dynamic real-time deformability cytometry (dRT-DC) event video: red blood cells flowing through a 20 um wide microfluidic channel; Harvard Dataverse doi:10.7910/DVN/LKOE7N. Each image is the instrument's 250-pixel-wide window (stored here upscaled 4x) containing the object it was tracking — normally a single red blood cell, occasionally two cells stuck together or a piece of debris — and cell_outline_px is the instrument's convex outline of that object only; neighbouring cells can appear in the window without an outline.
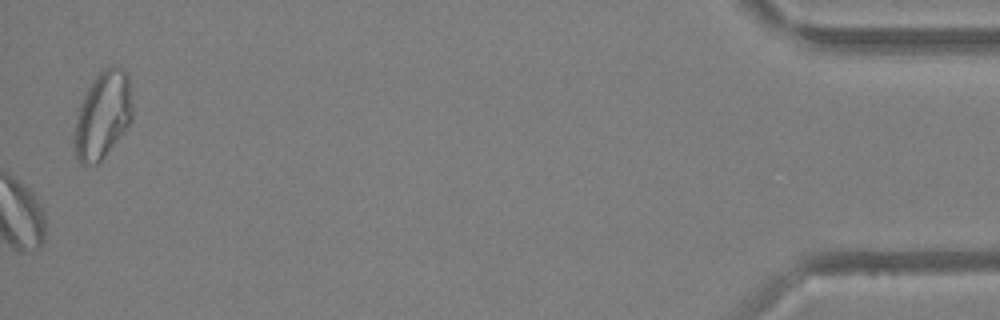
{"species": "Egyptian fruit bat (a non-hibernating species)", "species_latin": "Rousettus aegyptiacus", "temperature_condition": "warm", "stored_images_in_passage": 53, "camera_frame_rate_fps": 3000, "um_per_image_px": 0.085, "animal": {"sex": "female"}, "frame": {"image": 1, "passage_image": 53, "time_ms": 17.333, "image_size_px": [1000, 320], "cell_outline_px": [[132, 120], [124, 132], [104, 156], [96, 164], [80, 164], [76, 160], [72, 148], [72, 132], [80, 104], [92, 80], [104, 68], [124, 68], [128, 72], [132, 108]], "centroid_in_image_um": [8.69, 9.83], "position_along_channel_um": 426.5, "area_um2": 29.77}}